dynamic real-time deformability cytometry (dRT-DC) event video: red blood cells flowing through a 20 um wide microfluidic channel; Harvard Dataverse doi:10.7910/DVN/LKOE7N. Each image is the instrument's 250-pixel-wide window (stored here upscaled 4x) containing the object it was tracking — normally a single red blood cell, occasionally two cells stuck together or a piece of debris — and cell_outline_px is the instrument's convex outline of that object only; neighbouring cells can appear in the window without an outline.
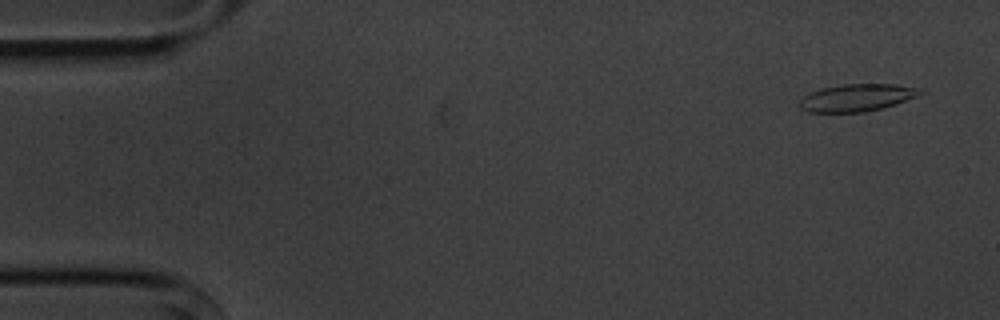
{"species": "common noctule bat (a hibernating species)", "species_latin": "Nyctalus noctula", "temperature_condition": "cold", "stored_images_in_passage": 7, "camera_frame_rate_fps": 3000, "um_per_image_px": 0.085, "animal": {"sex": "male", "body_mass_g": 20.1, "forearm_length_mm": 53.5}, "frame": {"image": 1, "passage_image": 1, "time_ms": 0.0, "image_size_px": [1000, 320], "cell_outline_px": [[924, 92], [916, 96], [896, 104], [864, 112], [808, 112], [800, 108], [800, 100], [804, 96], [812, 92], [824, 88], [844, 84], [896, 84], [924, 88]], "centroid_in_image_um": [72.88, 8.29], "position_along_channel_um": 12.1, "area_um2": 19.07}}
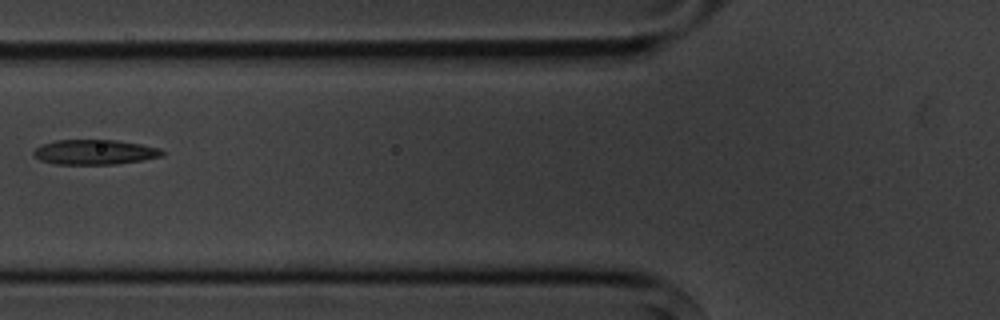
{"frame": {"image": 2, "passage_image": 6, "time_ms": 6.0, "image_size_px": [1000, 320], "cell_outline_px": [[164, 156], [116, 164], [52, 164], [40, 160], [32, 152], [36, 148], [44, 144], [56, 140], [116, 140], [140, 144], [160, 148], [164, 152]], "centroid_in_image_um": [8.06, 12.93], "position_along_channel_um": 117.7, "area_um2": 18.55}}
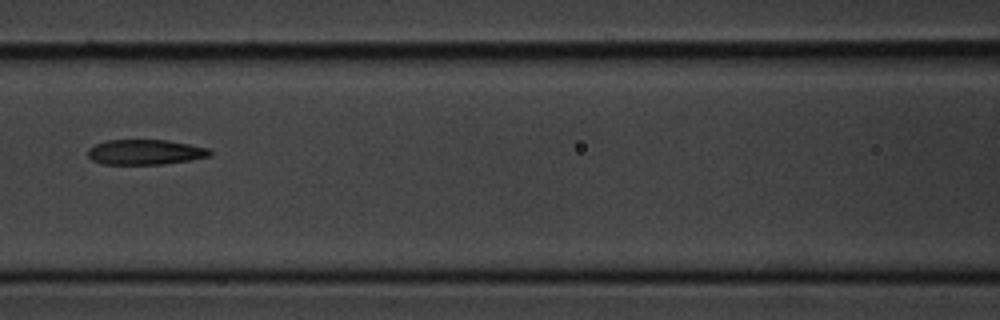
{"frame": {"image": 3, "passage_image": 7, "time_ms": 7.0, "image_size_px": [1000, 320], "cell_outline_px": [[212, 156], [192, 160], [164, 164], [104, 164], [92, 160], [88, 156], [88, 148], [104, 140], [168, 140], [208, 148], [212, 152]], "centroid_in_image_um": [12.36, 12.93], "position_along_channel_um": 154.2, "area_um2": 17.98}}